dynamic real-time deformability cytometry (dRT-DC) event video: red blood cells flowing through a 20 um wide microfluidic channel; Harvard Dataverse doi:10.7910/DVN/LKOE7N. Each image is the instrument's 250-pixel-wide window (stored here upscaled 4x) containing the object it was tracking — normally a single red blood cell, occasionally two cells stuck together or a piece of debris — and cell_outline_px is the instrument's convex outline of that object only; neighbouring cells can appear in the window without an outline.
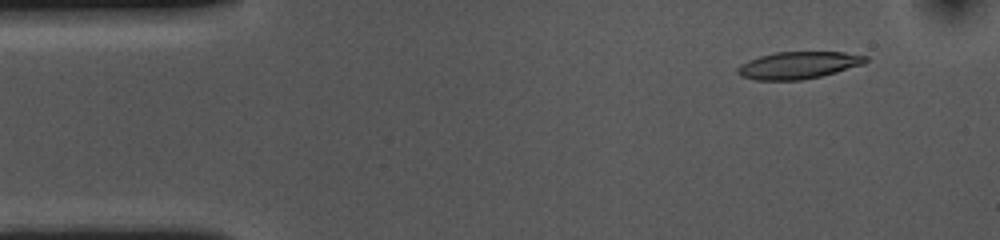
{"species": "common noctule bat (a hibernating species)", "species_latin": "Nyctalus noctula", "temperature_condition": "cold", "stored_images_in_passage": 54, "camera_frame_rate_fps": 3000, "um_per_image_px": 0.085, "animal": {"sex": "female", "body_mass_g": 10.0, "forearm_length_mm": 53.1}, "frame": {"image": 1, "passage_image": 5, "time_ms": 1.333, "image_size_px": [1000, 240], "cell_outline_px": [[868, 60], [864, 64], [836, 72], [820, 76], [800, 80], [756, 80], [740, 76], [736, 72], [736, 68], [740, 64], [748, 60], [760, 56], [776, 52], [844, 52], [868, 56]], "centroid_in_image_um": [67.84, 5.54], "position_along_channel_um": 17.2, "area_um2": 20.29}}
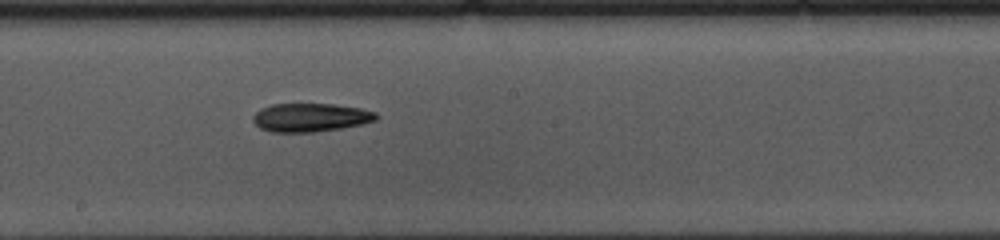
{"frame": {"image": 2, "passage_image": 28, "time_ms": 9.0, "image_size_px": [1000, 240], "cell_outline_px": [[376, 120], [364, 124], [316, 132], [272, 132], [260, 128], [252, 120], [252, 116], [260, 108], [272, 104], [332, 104], [360, 108], [376, 112]], "centroid_in_image_um": [26.37, 9.99], "position_along_channel_um": 221.8, "area_um2": 20.46}}
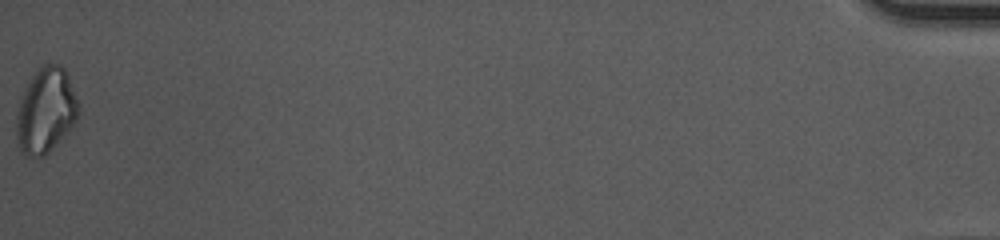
{"frame": {"image": 3, "passage_image": 54, "time_ms": 17.667, "image_size_px": [1000, 240], "cell_outline_px": [[80, 112], [76, 120], [52, 148], [44, 156], [28, 156], [20, 152], [16, 136], [16, 116], [20, 100], [24, 88], [32, 76], [44, 64], [60, 64], [64, 68], [68, 76], [80, 104]], "centroid_in_image_um": [3.89, 9.39], "position_along_channel_um": 431.3, "area_um2": 30.63}, "authors_computed_cell_mechanics": {"area_um2": 20.9814, "velocity_mm_per_s": 3.6376, "shape_relaxation_time_tau1_ms": 4.4019, "shape_relaxation_time_tau2_ms": null, "deformation_change_tau1": 0.1305, "deformation_change_tau2": null}}